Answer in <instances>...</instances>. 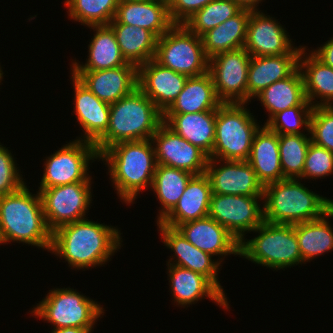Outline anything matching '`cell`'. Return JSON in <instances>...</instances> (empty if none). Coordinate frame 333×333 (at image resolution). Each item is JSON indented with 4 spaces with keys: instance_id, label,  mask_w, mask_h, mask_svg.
Segmentation results:
<instances>
[{
    "instance_id": "obj_47",
    "label": "cell",
    "mask_w": 333,
    "mask_h": 333,
    "mask_svg": "<svg viewBox=\"0 0 333 333\" xmlns=\"http://www.w3.org/2000/svg\"><path fill=\"white\" fill-rule=\"evenodd\" d=\"M0 244H5V240L2 234L1 226H0Z\"/></svg>"
},
{
    "instance_id": "obj_33",
    "label": "cell",
    "mask_w": 333,
    "mask_h": 333,
    "mask_svg": "<svg viewBox=\"0 0 333 333\" xmlns=\"http://www.w3.org/2000/svg\"><path fill=\"white\" fill-rule=\"evenodd\" d=\"M109 26L113 29L121 54L127 62L139 66L154 59L158 38L151 31L118 23L115 19Z\"/></svg>"
},
{
    "instance_id": "obj_44",
    "label": "cell",
    "mask_w": 333,
    "mask_h": 333,
    "mask_svg": "<svg viewBox=\"0 0 333 333\" xmlns=\"http://www.w3.org/2000/svg\"><path fill=\"white\" fill-rule=\"evenodd\" d=\"M320 61H322L325 65L333 68V37L330 40H327L322 47H317L315 50H311Z\"/></svg>"
},
{
    "instance_id": "obj_12",
    "label": "cell",
    "mask_w": 333,
    "mask_h": 333,
    "mask_svg": "<svg viewBox=\"0 0 333 333\" xmlns=\"http://www.w3.org/2000/svg\"><path fill=\"white\" fill-rule=\"evenodd\" d=\"M251 55L244 48L222 52L209 59L210 73L222 103L247 104V76Z\"/></svg>"
},
{
    "instance_id": "obj_3",
    "label": "cell",
    "mask_w": 333,
    "mask_h": 333,
    "mask_svg": "<svg viewBox=\"0 0 333 333\" xmlns=\"http://www.w3.org/2000/svg\"><path fill=\"white\" fill-rule=\"evenodd\" d=\"M263 200V219L274 224L317 220L333 208V199L309 190L301 179H284L264 186Z\"/></svg>"
},
{
    "instance_id": "obj_7",
    "label": "cell",
    "mask_w": 333,
    "mask_h": 333,
    "mask_svg": "<svg viewBox=\"0 0 333 333\" xmlns=\"http://www.w3.org/2000/svg\"><path fill=\"white\" fill-rule=\"evenodd\" d=\"M245 105L222 103L217 108L215 141L209 159L248 160L255 132L260 125Z\"/></svg>"
},
{
    "instance_id": "obj_31",
    "label": "cell",
    "mask_w": 333,
    "mask_h": 333,
    "mask_svg": "<svg viewBox=\"0 0 333 333\" xmlns=\"http://www.w3.org/2000/svg\"><path fill=\"white\" fill-rule=\"evenodd\" d=\"M256 98L269 112V118L266 121L277 112L290 107L312 106L306 99L303 77L299 68L287 78L266 87Z\"/></svg>"
},
{
    "instance_id": "obj_19",
    "label": "cell",
    "mask_w": 333,
    "mask_h": 333,
    "mask_svg": "<svg viewBox=\"0 0 333 333\" xmlns=\"http://www.w3.org/2000/svg\"><path fill=\"white\" fill-rule=\"evenodd\" d=\"M188 77L154 59L138 66V88L164 113L183 90Z\"/></svg>"
},
{
    "instance_id": "obj_32",
    "label": "cell",
    "mask_w": 333,
    "mask_h": 333,
    "mask_svg": "<svg viewBox=\"0 0 333 333\" xmlns=\"http://www.w3.org/2000/svg\"><path fill=\"white\" fill-rule=\"evenodd\" d=\"M251 10L242 9L201 36L206 56L243 48L246 41L247 23Z\"/></svg>"
},
{
    "instance_id": "obj_13",
    "label": "cell",
    "mask_w": 333,
    "mask_h": 333,
    "mask_svg": "<svg viewBox=\"0 0 333 333\" xmlns=\"http://www.w3.org/2000/svg\"><path fill=\"white\" fill-rule=\"evenodd\" d=\"M259 200L263 197L212 194L208 216L241 242L246 232H252L264 221Z\"/></svg>"
},
{
    "instance_id": "obj_38",
    "label": "cell",
    "mask_w": 333,
    "mask_h": 333,
    "mask_svg": "<svg viewBox=\"0 0 333 333\" xmlns=\"http://www.w3.org/2000/svg\"><path fill=\"white\" fill-rule=\"evenodd\" d=\"M242 8L234 0H213L192 15L184 25L201 37L227 19L237 15Z\"/></svg>"
},
{
    "instance_id": "obj_39",
    "label": "cell",
    "mask_w": 333,
    "mask_h": 333,
    "mask_svg": "<svg viewBox=\"0 0 333 333\" xmlns=\"http://www.w3.org/2000/svg\"><path fill=\"white\" fill-rule=\"evenodd\" d=\"M313 106H295L274 114L265 125L278 135L309 133L310 117ZM303 132V133H302Z\"/></svg>"
},
{
    "instance_id": "obj_35",
    "label": "cell",
    "mask_w": 333,
    "mask_h": 333,
    "mask_svg": "<svg viewBox=\"0 0 333 333\" xmlns=\"http://www.w3.org/2000/svg\"><path fill=\"white\" fill-rule=\"evenodd\" d=\"M193 176L192 173L182 169L157 165L151 189L157 195L162 208L159 210L156 223L160 222L175 207Z\"/></svg>"
},
{
    "instance_id": "obj_26",
    "label": "cell",
    "mask_w": 333,
    "mask_h": 333,
    "mask_svg": "<svg viewBox=\"0 0 333 333\" xmlns=\"http://www.w3.org/2000/svg\"><path fill=\"white\" fill-rule=\"evenodd\" d=\"M255 132L248 163L264 186L284 180L281 169L278 134L265 124Z\"/></svg>"
},
{
    "instance_id": "obj_23",
    "label": "cell",
    "mask_w": 333,
    "mask_h": 333,
    "mask_svg": "<svg viewBox=\"0 0 333 333\" xmlns=\"http://www.w3.org/2000/svg\"><path fill=\"white\" fill-rule=\"evenodd\" d=\"M114 19L121 24L145 28L157 38L174 25L165 0L120 1Z\"/></svg>"
},
{
    "instance_id": "obj_42",
    "label": "cell",
    "mask_w": 333,
    "mask_h": 333,
    "mask_svg": "<svg viewBox=\"0 0 333 333\" xmlns=\"http://www.w3.org/2000/svg\"><path fill=\"white\" fill-rule=\"evenodd\" d=\"M16 165L11 151L0 143V196L13 193L26 184Z\"/></svg>"
},
{
    "instance_id": "obj_6",
    "label": "cell",
    "mask_w": 333,
    "mask_h": 333,
    "mask_svg": "<svg viewBox=\"0 0 333 333\" xmlns=\"http://www.w3.org/2000/svg\"><path fill=\"white\" fill-rule=\"evenodd\" d=\"M253 232L258 236L239 243L240 257L276 271L303 263L295 225L263 221Z\"/></svg>"
},
{
    "instance_id": "obj_9",
    "label": "cell",
    "mask_w": 333,
    "mask_h": 333,
    "mask_svg": "<svg viewBox=\"0 0 333 333\" xmlns=\"http://www.w3.org/2000/svg\"><path fill=\"white\" fill-rule=\"evenodd\" d=\"M154 60L187 77L205 74L209 67L201 37L184 24H174L157 39Z\"/></svg>"
},
{
    "instance_id": "obj_41",
    "label": "cell",
    "mask_w": 333,
    "mask_h": 333,
    "mask_svg": "<svg viewBox=\"0 0 333 333\" xmlns=\"http://www.w3.org/2000/svg\"><path fill=\"white\" fill-rule=\"evenodd\" d=\"M333 174V153L326 148L310 142L302 179H318L325 178Z\"/></svg>"
},
{
    "instance_id": "obj_17",
    "label": "cell",
    "mask_w": 333,
    "mask_h": 333,
    "mask_svg": "<svg viewBox=\"0 0 333 333\" xmlns=\"http://www.w3.org/2000/svg\"><path fill=\"white\" fill-rule=\"evenodd\" d=\"M164 245L174 253L167 264L189 269L205 276L225 297L224 289L218 280V271L224 258L212 259V255L192 245L177 229L157 223ZM173 260V261H172ZM219 260V261H218Z\"/></svg>"
},
{
    "instance_id": "obj_11",
    "label": "cell",
    "mask_w": 333,
    "mask_h": 333,
    "mask_svg": "<svg viewBox=\"0 0 333 333\" xmlns=\"http://www.w3.org/2000/svg\"><path fill=\"white\" fill-rule=\"evenodd\" d=\"M91 183L76 182L38 190L44 218L51 232L63 225L86 219L85 215L93 201Z\"/></svg>"
},
{
    "instance_id": "obj_14",
    "label": "cell",
    "mask_w": 333,
    "mask_h": 333,
    "mask_svg": "<svg viewBox=\"0 0 333 333\" xmlns=\"http://www.w3.org/2000/svg\"><path fill=\"white\" fill-rule=\"evenodd\" d=\"M151 140L158 165L182 169L193 175L205 173L209 156L199 147L176 134L164 122L158 127Z\"/></svg>"
},
{
    "instance_id": "obj_21",
    "label": "cell",
    "mask_w": 333,
    "mask_h": 333,
    "mask_svg": "<svg viewBox=\"0 0 333 333\" xmlns=\"http://www.w3.org/2000/svg\"><path fill=\"white\" fill-rule=\"evenodd\" d=\"M168 280L170 283L171 294L174 303L181 307L190 306L197 303L205 296L219 307L229 308V302L225 297L205 276L195 271L185 269L179 266L167 264Z\"/></svg>"
},
{
    "instance_id": "obj_27",
    "label": "cell",
    "mask_w": 333,
    "mask_h": 333,
    "mask_svg": "<svg viewBox=\"0 0 333 333\" xmlns=\"http://www.w3.org/2000/svg\"><path fill=\"white\" fill-rule=\"evenodd\" d=\"M216 113L217 109L186 114H163V122L210 156L215 141Z\"/></svg>"
},
{
    "instance_id": "obj_2",
    "label": "cell",
    "mask_w": 333,
    "mask_h": 333,
    "mask_svg": "<svg viewBox=\"0 0 333 333\" xmlns=\"http://www.w3.org/2000/svg\"><path fill=\"white\" fill-rule=\"evenodd\" d=\"M100 159L108 165L112 185L127 205L148 186L151 188L158 165L151 139L116 143L104 150Z\"/></svg>"
},
{
    "instance_id": "obj_49",
    "label": "cell",
    "mask_w": 333,
    "mask_h": 333,
    "mask_svg": "<svg viewBox=\"0 0 333 333\" xmlns=\"http://www.w3.org/2000/svg\"><path fill=\"white\" fill-rule=\"evenodd\" d=\"M120 1H136V0H119V2H120Z\"/></svg>"
},
{
    "instance_id": "obj_24",
    "label": "cell",
    "mask_w": 333,
    "mask_h": 333,
    "mask_svg": "<svg viewBox=\"0 0 333 333\" xmlns=\"http://www.w3.org/2000/svg\"><path fill=\"white\" fill-rule=\"evenodd\" d=\"M211 196L208 176L205 173L194 175L175 207L159 223L177 228L180 224L208 217Z\"/></svg>"
},
{
    "instance_id": "obj_8",
    "label": "cell",
    "mask_w": 333,
    "mask_h": 333,
    "mask_svg": "<svg viewBox=\"0 0 333 333\" xmlns=\"http://www.w3.org/2000/svg\"><path fill=\"white\" fill-rule=\"evenodd\" d=\"M101 306L70 287L54 288L30 313L49 322L53 328H94L98 318L104 315Z\"/></svg>"
},
{
    "instance_id": "obj_48",
    "label": "cell",
    "mask_w": 333,
    "mask_h": 333,
    "mask_svg": "<svg viewBox=\"0 0 333 333\" xmlns=\"http://www.w3.org/2000/svg\"><path fill=\"white\" fill-rule=\"evenodd\" d=\"M3 74H4V72L2 71L1 65H0V83H1V81L3 79Z\"/></svg>"
},
{
    "instance_id": "obj_29",
    "label": "cell",
    "mask_w": 333,
    "mask_h": 333,
    "mask_svg": "<svg viewBox=\"0 0 333 333\" xmlns=\"http://www.w3.org/2000/svg\"><path fill=\"white\" fill-rule=\"evenodd\" d=\"M305 47L300 52L298 68L303 77L306 99L313 107L333 106V68L325 65L312 52L307 53Z\"/></svg>"
},
{
    "instance_id": "obj_28",
    "label": "cell",
    "mask_w": 333,
    "mask_h": 333,
    "mask_svg": "<svg viewBox=\"0 0 333 333\" xmlns=\"http://www.w3.org/2000/svg\"><path fill=\"white\" fill-rule=\"evenodd\" d=\"M95 32L88 45V59L85 64L72 62L71 71H97L126 65L113 29L109 25L88 26Z\"/></svg>"
},
{
    "instance_id": "obj_4",
    "label": "cell",
    "mask_w": 333,
    "mask_h": 333,
    "mask_svg": "<svg viewBox=\"0 0 333 333\" xmlns=\"http://www.w3.org/2000/svg\"><path fill=\"white\" fill-rule=\"evenodd\" d=\"M0 226L5 244L22 242L50 252L52 232L44 218L40 193L32 194L26 184L0 196Z\"/></svg>"
},
{
    "instance_id": "obj_40",
    "label": "cell",
    "mask_w": 333,
    "mask_h": 333,
    "mask_svg": "<svg viewBox=\"0 0 333 333\" xmlns=\"http://www.w3.org/2000/svg\"><path fill=\"white\" fill-rule=\"evenodd\" d=\"M308 134L311 142L333 153V106L313 107Z\"/></svg>"
},
{
    "instance_id": "obj_43",
    "label": "cell",
    "mask_w": 333,
    "mask_h": 333,
    "mask_svg": "<svg viewBox=\"0 0 333 333\" xmlns=\"http://www.w3.org/2000/svg\"><path fill=\"white\" fill-rule=\"evenodd\" d=\"M213 0H168V12L173 24H184L198 10Z\"/></svg>"
},
{
    "instance_id": "obj_1",
    "label": "cell",
    "mask_w": 333,
    "mask_h": 333,
    "mask_svg": "<svg viewBox=\"0 0 333 333\" xmlns=\"http://www.w3.org/2000/svg\"><path fill=\"white\" fill-rule=\"evenodd\" d=\"M121 239L117 227L86 218L53 231L50 253L65 259L71 269L88 270L106 264L121 248Z\"/></svg>"
},
{
    "instance_id": "obj_16",
    "label": "cell",
    "mask_w": 333,
    "mask_h": 333,
    "mask_svg": "<svg viewBox=\"0 0 333 333\" xmlns=\"http://www.w3.org/2000/svg\"><path fill=\"white\" fill-rule=\"evenodd\" d=\"M205 174L212 194L263 197L264 187L248 161L209 159Z\"/></svg>"
},
{
    "instance_id": "obj_25",
    "label": "cell",
    "mask_w": 333,
    "mask_h": 333,
    "mask_svg": "<svg viewBox=\"0 0 333 333\" xmlns=\"http://www.w3.org/2000/svg\"><path fill=\"white\" fill-rule=\"evenodd\" d=\"M299 55L251 56L247 76V103L272 83L290 76L298 68Z\"/></svg>"
},
{
    "instance_id": "obj_20",
    "label": "cell",
    "mask_w": 333,
    "mask_h": 333,
    "mask_svg": "<svg viewBox=\"0 0 333 333\" xmlns=\"http://www.w3.org/2000/svg\"><path fill=\"white\" fill-rule=\"evenodd\" d=\"M70 79L75 94L74 112L84 133L82 138L78 137V140L95 144L108 129L110 104L100 100L72 73Z\"/></svg>"
},
{
    "instance_id": "obj_10",
    "label": "cell",
    "mask_w": 333,
    "mask_h": 333,
    "mask_svg": "<svg viewBox=\"0 0 333 333\" xmlns=\"http://www.w3.org/2000/svg\"><path fill=\"white\" fill-rule=\"evenodd\" d=\"M94 159H99V155L93 143L76 138L64 144L59 150L46 157L38 189L76 182H91L92 178L87 171L90 161L94 162Z\"/></svg>"
},
{
    "instance_id": "obj_22",
    "label": "cell",
    "mask_w": 333,
    "mask_h": 333,
    "mask_svg": "<svg viewBox=\"0 0 333 333\" xmlns=\"http://www.w3.org/2000/svg\"><path fill=\"white\" fill-rule=\"evenodd\" d=\"M177 229L192 245L212 256L239 255L240 242L209 216L180 224Z\"/></svg>"
},
{
    "instance_id": "obj_15",
    "label": "cell",
    "mask_w": 333,
    "mask_h": 333,
    "mask_svg": "<svg viewBox=\"0 0 333 333\" xmlns=\"http://www.w3.org/2000/svg\"><path fill=\"white\" fill-rule=\"evenodd\" d=\"M288 36L285 28L274 17L261 10L251 11L243 48L251 56L300 54L303 46H293Z\"/></svg>"
},
{
    "instance_id": "obj_30",
    "label": "cell",
    "mask_w": 333,
    "mask_h": 333,
    "mask_svg": "<svg viewBox=\"0 0 333 333\" xmlns=\"http://www.w3.org/2000/svg\"><path fill=\"white\" fill-rule=\"evenodd\" d=\"M222 102L218 99L209 72L188 77L183 90L163 114H186L216 110Z\"/></svg>"
},
{
    "instance_id": "obj_5",
    "label": "cell",
    "mask_w": 333,
    "mask_h": 333,
    "mask_svg": "<svg viewBox=\"0 0 333 333\" xmlns=\"http://www.w3.org/2000/svg\"><path fill=\"white\" fill-rule=\"evenodd\" d=\"M163 123V113L139 88L110 104L109 126L94 144L98 155L124 141L151 139Z\"/></svg>"
},
{
    "instance_id": "obj_36",
    "label": "cell",
    "mask_w": 333,
    "mask_h": 333,
    "mask_svg": "<svg viewBox=\"0 0 333 333\" xmlns=\"http://www.w3.org/2000/svg\"><path fill=\"white\" fill-rule=\"evenodd\" d=\"M119 0H65L68 16L81 25H109L114 19Z\"/></svg>"
},
{
    "instance_id": "obj_34",
    "label": "cell",
    "mask_w": 333,
    "mask_h": 333,
    "mask_svg": "<svg viewBox=\"0 0 333 333\" xmlns=\"http://www.w3.org/2000/svg\"><path fill=\"white\" fill-rule=\"evenodd\" d=\"M332 217L333 208L317 220L295 225L296 238L303 263L306 264L315 257L333 250V228L330 221H328Z\"/></svg>"
},
{
    "instance_id": "obj_18",
    "label": "cell",
    "mask_w": 333,
    "mask_h": 333,
    "mask_svg": "<svg viewBox=\"0 0 333 333\" xmlns=\"http://www.w3.org/2000/svg\"><path fill=\"white\" fill-rule=\"evenodd\" d=\"M72 74L100 100L117 102L138 88V66H124L97 71H71Z\"/></svg>"
},
{
    "instance_id": "obj_45",
    "label": "cell",
    "mask_w": 333,
    "mask_h": 333,
    "mask_svg": "<svg viewBox=\"0 0 333 333\" xmlns=\"http://www.w3.org/2000/svg\"><path fill=\"white\" fill-rule=\"evenodd\" d=\"M242 9H248L251 11H257V7L259 6V3H261L263 0H234Z\"/></svg>"
},
{
    "instance_id": "obj_46",
    "label": "cell",
    "mask_w": 333,
    "mask_h": 333,
    "mask_svg": "<svg viewBox=\"0 0 333 333\" xmlns=\"http://www.w3.org/2000/svg\"><path fill=\"white\" fill-rule=\"evenodd\" d=\"M93 328H76V327H67V328H53L51 333H91Z\"/></svg>"
},
{
    "instance_id": "obj_37",
    "label": "cell",
    "mask_w": 333,
    "mask_h": 333,
    "mask_svg": "<svg viewBox=\"0 0 333 333\" xmlns=\"http://www.w3.org/2000/svg\"><path fill=\"white\" fill-rule=\"evenodd\" d=\"M308 134L278 135L281 169L285 179H301L306 153L311 142Z\"/></svg>"
}]
</instances>
